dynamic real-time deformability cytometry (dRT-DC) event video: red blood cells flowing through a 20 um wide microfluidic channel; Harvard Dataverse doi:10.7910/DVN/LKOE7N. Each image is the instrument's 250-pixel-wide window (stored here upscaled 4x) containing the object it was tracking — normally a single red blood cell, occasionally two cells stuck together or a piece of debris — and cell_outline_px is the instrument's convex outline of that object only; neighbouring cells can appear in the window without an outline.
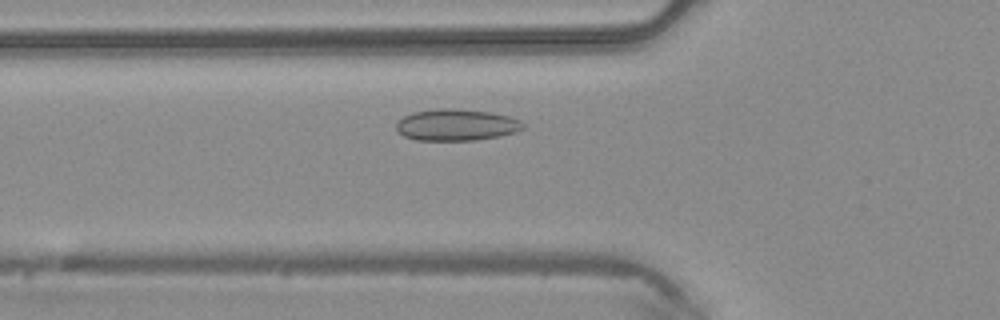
{"species": "common noctule bat (a hibernating species)", "species_latin": "Nyctalus noctula", "temperature_condition": "warm", "stored_images_in_passage": 4, "camera_frame_rate_fps": 3000, "um_per_image_px": 0.085, "animal": {"sex": "male", "body_mass_g": 20.4}, "frame": {"image": 1, "passage_image": 4, "time_ms": 1.0, "image_size_px": [1000, 320], "cell_outline_px": [[524, 128], [516, 132], [500, 136], [476, 140], [416, 140], [404, 136], [396, 128], [396, 124], [404, 116], [412, 112], [440, 108], [452, 108], [488, 112], [508, 116], [520, 120], [524, 124]], "centroid_in_image_um": [38.8, 10.62], "position_along_channel_um": 87.0, "area_um2": 23.24}}